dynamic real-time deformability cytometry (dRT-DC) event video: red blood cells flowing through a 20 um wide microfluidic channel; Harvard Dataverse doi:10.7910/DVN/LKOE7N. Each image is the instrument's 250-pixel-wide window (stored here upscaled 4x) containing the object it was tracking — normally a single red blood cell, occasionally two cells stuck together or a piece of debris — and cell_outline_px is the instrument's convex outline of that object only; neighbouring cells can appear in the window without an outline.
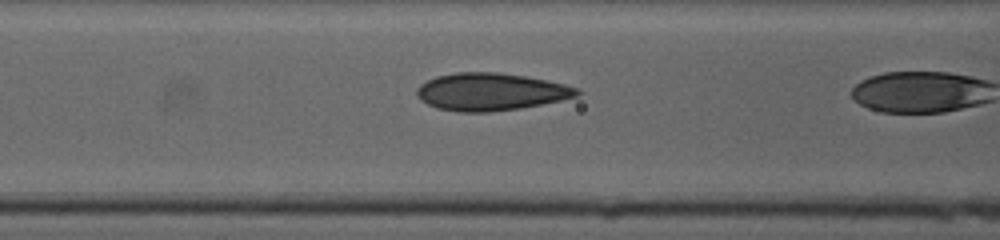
{"species": "human", "species_latin": "Homo sapiens", "temperature_condition": "cold", "stored_images_in_passage": 7, "camera_frame_rate_fps": 3000, "um_per_image_px": 0.085, "donor": {"sex": "female"}, "frame": {"image": 1, "passage_image": 6, "time_ms": 1.667, "image_size_px": [1000, 240], "cell_outline_px": [[580, 92], [576, 96], [560, 100], [520, 108], [488, 112], [460, 112], [436, 108], [420, 100], [416, 96], [416, 88], [420, 84], [436, 76], [456, 72], [496, 72], [524, 76], [548, 80], [580, 88]], "centroid_in_image_um": [41.67, 7.8], "position_along_channel_um": 124.9, "area_um2": 34.97}}